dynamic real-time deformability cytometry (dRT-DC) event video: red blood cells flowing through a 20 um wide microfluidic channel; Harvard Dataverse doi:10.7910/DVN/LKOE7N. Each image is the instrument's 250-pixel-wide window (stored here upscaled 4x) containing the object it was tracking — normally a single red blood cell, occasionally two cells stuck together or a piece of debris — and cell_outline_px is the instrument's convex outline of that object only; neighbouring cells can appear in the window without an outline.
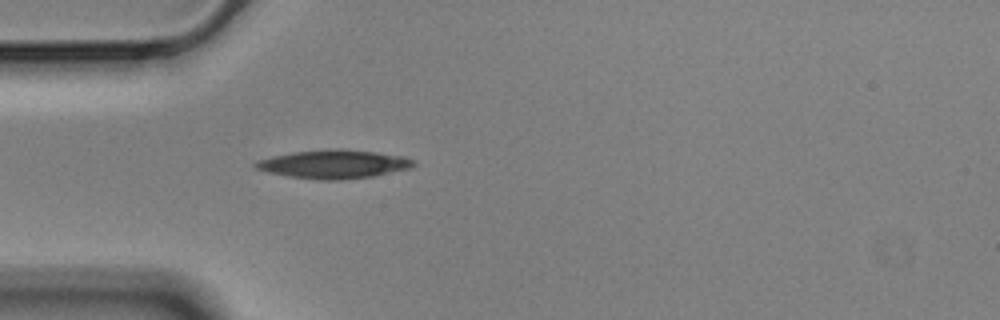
{"species": "Egyptian fruit bat (a non-hibernating species)", "species_latin": "Rousettus aegyptiacus", "temperature_condition": "cold", "stored_images_in_passage": 41, "camera_frame_rate_fps": 3000, "um_per_image_px": 0.085, "animal": {"sex": "male"}, "frame": {"image": 1, "passage_image": 1, "time_ms": 0.0, "image_size_px": [1000, 320], "cell_outline_px": [[416, 164], [412, 168], [376, 176], [344, 180], [320, 180], [288, 176], [268, 172], [256, 168], [252, 164], [260, 160], [272, 156], [292, 152], [332, 148], [340, 148], [376, 152], [404, 156], [416, 160]], "centroid_in_image_um": [28.44, 13.95], "position_along_channel_um": 56.6, "area_um2": 26.65}}
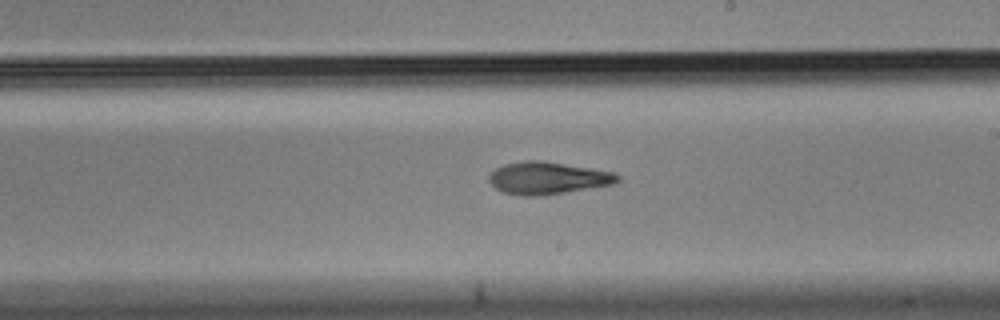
{"frame": {"image": 2, "passage_image": 17, "time_ms": 5.333, "image_size_px": [1000, 320], "cell_outline_px": [[620, 180], [616, 184], [544, 196], [520, 196], [504, 192], [496, 188], [488, 180], [488, 176], [496, 168], [504, 164], [524, 160], [544, 160], [592, 168], [612, 172], [620, 176]], "centroid_in_image_um": [46.58, 15.14], "position_along_channel_um": 242.4, "area_um2": 24.57}}
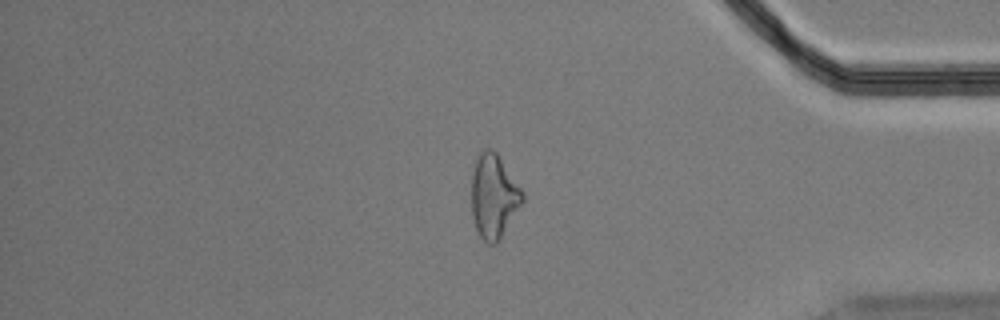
{"frame": {"image": 3, "passage_image": 32, "time_ms": 10.333, "image_size_px": [1000, 320], "cell_outline_px": [[524, 200], [496, 244], [488, 244], [480, 236], [476, 228], [472, 216], [472, 172], [476, 160], [480, 152], [484, 148], [492, 148], [496, 152], [524, 192]], "centroid_in_image_um": [41.96, 16.66], "position_along_channel_um": 393.2, "area_um2": 24.68}, "authors_computed_cell_mechanics": {"area_um2": 24.5072, "velocity_mm_per_s": 3.5449, "shape_relaxation_time_tau1_ms": 7.58, "shape_relaxation_time_tau2_ms": null, "deformation_change_tau1": 0.1791, "deformation_change_tau2": null}}